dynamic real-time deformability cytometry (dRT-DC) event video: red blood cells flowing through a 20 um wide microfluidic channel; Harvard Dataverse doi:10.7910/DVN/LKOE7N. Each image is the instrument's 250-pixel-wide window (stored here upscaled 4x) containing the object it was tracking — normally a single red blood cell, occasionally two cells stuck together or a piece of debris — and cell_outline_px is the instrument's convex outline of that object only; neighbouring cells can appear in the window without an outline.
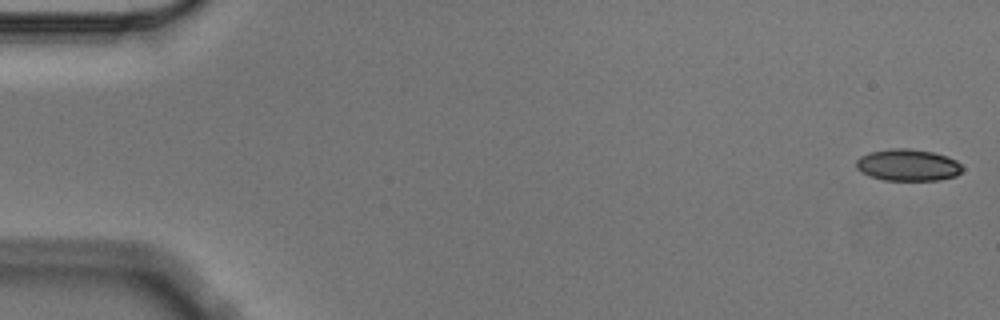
{"species": "Egyptian fruit bat (a non-hibernating species)", "species_latin": "Rousettus aegyptiacus", "temperature_condition": "cold", "stored_images_in_passage": 5, "camera_frame_rate_fps": 3000, "um_per_image_px": 0.085, "animal": {"sex": "male"}, "frame": {"image": 1, "passage_image": 1, "time_ms": 0.0, "image_size_px": [1000, 320], "cell_outline_px": [[964, 168], [956, 176], [940, 180], [884, 180], [860, 172], [856, 168], [856, 160], [860, 156], [872, 152], [892, 148], [908, 148], [932, 152], [948, 156], [956, 160]], "centroid_in_image_um": [77.18, 14.03], "position_along_channel_um": 7.8, "area_um2": 19.65}}
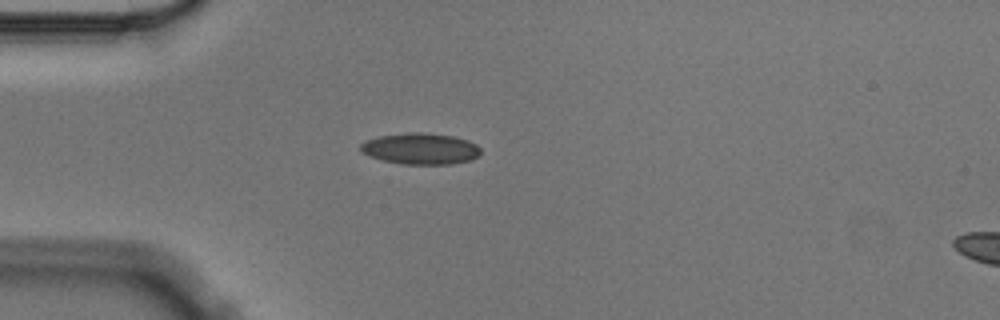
{"frame": {"image": 2, "passage_image": 5, "time_ms": 1.333, "image_size_px": [1000, 320], "cell_outline_px": [[480, 152], [472, 160], [452, 164], [400, 164], [380, 160], [360, 152], [360, 144], [364, 140], [380, 136], [408, 132], [420, 132], [452, 136], [468, 140], [476, 144], [480, 148]], "centroid_in_image_um": [35.7, 12.64], "position_along_channel_um": 49.3, "area_um2": 22.02}}